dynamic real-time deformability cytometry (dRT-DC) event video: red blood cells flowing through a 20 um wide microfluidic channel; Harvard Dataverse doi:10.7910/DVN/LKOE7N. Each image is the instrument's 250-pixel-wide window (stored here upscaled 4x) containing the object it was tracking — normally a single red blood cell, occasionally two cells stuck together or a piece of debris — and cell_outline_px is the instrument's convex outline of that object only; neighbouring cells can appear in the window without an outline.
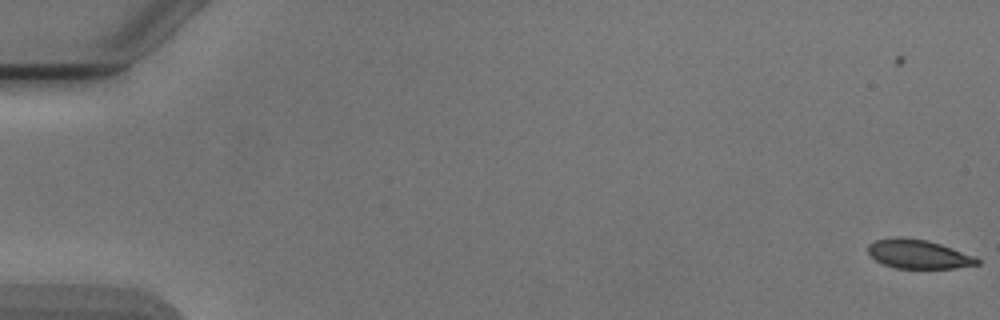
{"species": "Egyptian fruit bat (a non-hibernating species)", "species_latin": "Rousettus aegyptiacus", "temperature_condition": "cold", "stored_images_in_passage": 56, "camera_frame_rate_fps": 3000, "um_per_image_px": 0.085, "animal": {"sex": "male"}, "frame": {"image": 1, "passage_image": 3, "time_ms": 0.667, "image_size_px": [1000, 320], "cell_outline_px": [[980, 264], [956, 268], [896, 268], [884, 264], [876, 260], [868, 252], [868, 244], [876, 240], [896, 236], [900, 236], [928, 240], [940, 244], [972, 256], [980, 260]], "centroid_in_image_um": [78.03, 21.59], "position_along_channel_um": 7.0, "area_um2": 18.26}}
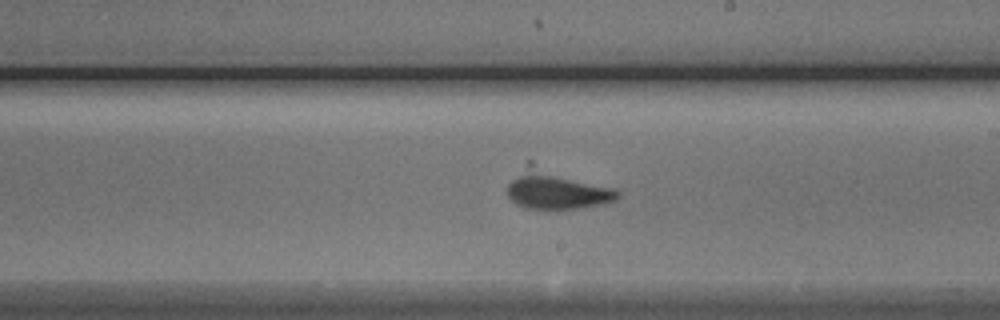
{"frame": {"image": 2, "passage_image": 34, "time_ms": 11.0, "image_size_px": [1000, 320], "cell_outline_px": [[620, 196], [616, 200], [604, 204], [580, 208], [524, 208], [516, 204], [508, 196], [508, 184], [528, 160], [532, 160], [620, 192]], "centroid_in_image_um": [47.24, 16.07], "position_along_channel_um": 241.8, "area_um2": 25.2}}
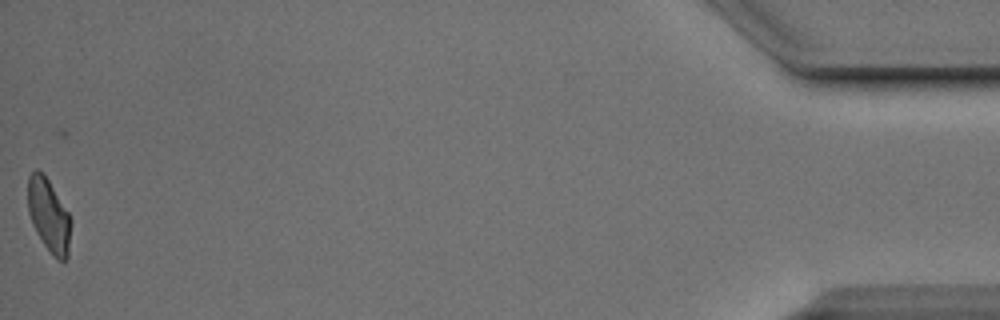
{"frame": {"image": 3, "passage_image": 56, "time_ms": 18.333, "image_size_px": [1000, 320], "cell_outline_px": [[72, 220], [68, 256], [64, 260], [56, 260], [52, 256], [36, 232], [32, 224], [28, 212], [28, 176], [36, 168], [48, 180], [68, 212]], "centroid_in_image_um": [4.16, 18.35], "position_along_channel_um": 431.0, "area_um2": 18.32}}